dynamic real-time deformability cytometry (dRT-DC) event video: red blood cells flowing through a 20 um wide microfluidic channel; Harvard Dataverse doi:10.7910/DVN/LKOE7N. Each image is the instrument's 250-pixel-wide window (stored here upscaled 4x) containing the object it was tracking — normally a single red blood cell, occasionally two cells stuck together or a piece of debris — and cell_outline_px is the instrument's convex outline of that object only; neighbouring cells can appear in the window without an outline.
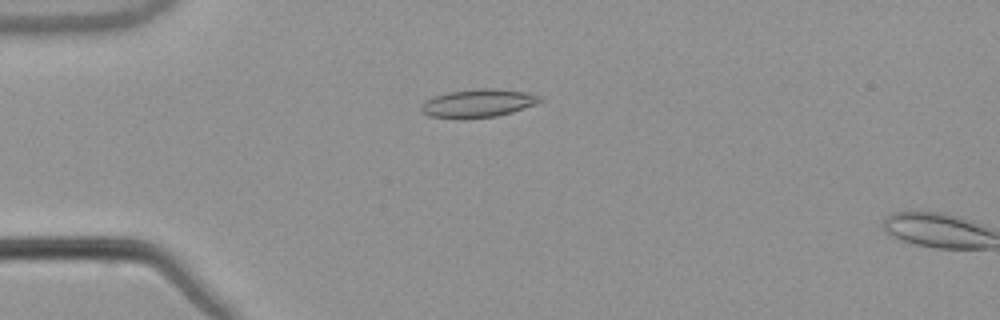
{"species": "common noctule bat (a hibernating species)", "species_latin": "Nyctalus noctula", "temperature_condition": "warm", "stored_images_in_passage": 17, "camera_frame_rate_fps": 3000, "um_per_image_px": 0.085, "animal": {"sex": "male", "body_mass_g": 21.5, "forearm_length_mm": 52.0}, "frame": {"image": 1, "passage_image": 15, "time_ms": 4.667, "image_size_px": [1000, 320], "cell_outline_px": [[544, 100], [536, 104], [512, 112], [496, 116], [460, 120], [428, 116], [420, 108], [428, 100], [436, 96], [448, 92], [476, 88], [496, 88], [528, 92], [544, 96]], "centroid_in_image_um": [40.71, 8.78], "position_along_channel_um": 44.3, "area_um2": 19.83}}